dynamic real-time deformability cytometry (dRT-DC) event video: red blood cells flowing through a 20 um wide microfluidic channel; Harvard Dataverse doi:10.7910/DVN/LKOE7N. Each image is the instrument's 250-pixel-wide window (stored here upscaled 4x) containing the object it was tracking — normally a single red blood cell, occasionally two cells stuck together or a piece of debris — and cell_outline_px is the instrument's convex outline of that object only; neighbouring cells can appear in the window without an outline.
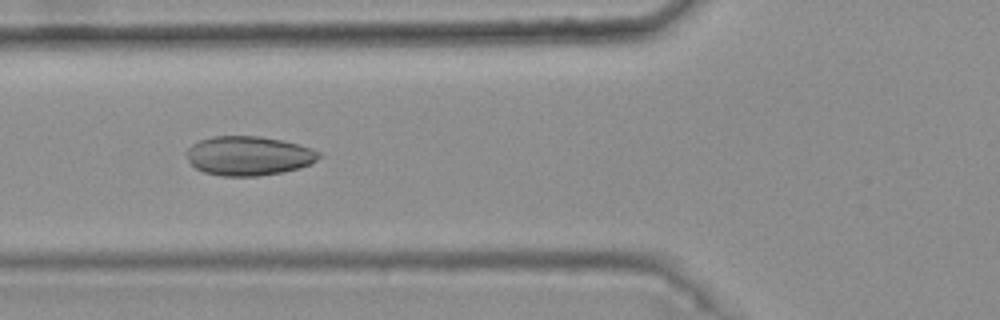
{"species": "common noctule bat (a hibernating species)", "species_latin": "Nyctalus noctula", "temperature_condition": "warm", "stored_images_in_passage": 44, "camera_frame_rate_fps": 3000, "um_per_image_px": 0.085, "animal": {"sex": "female", "body_mass_g": 25.1}, "frame": {"image": 1, "passage_image": 19, "time_ms": 6.0, "image_size_px": [1000, 320], "cell_outline_px": [[324, 156], [300, 168], [280, 172], [256, 176], [220, 176], [204, 172], [196, 168], [188, 160], [184, 152], [192, 144], [200, 140], [212, 136], [260, 136], [284, 140], [312, 148], [324, 152]], "centroid_in_image_um": [21.15, 13.23], "position_along_channel_um": 104.6, "area_um2": 30.58}}
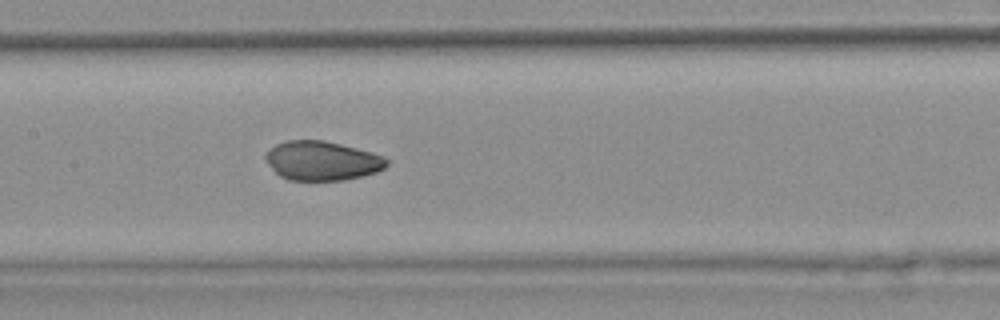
{"frame": {"image": 2, "passage_image": 25, "time_ms": 8.0, "image_size_px": [1000, 320], "cell_outline_px": [[388, 164], [384, 168], [376, 172], [364, 176], [344, 180], [288, 180], [280, 176], [264, 160], [264, 156], [276, 144], [288, 140], [324, 140], [372, 152], [384, 156], [388, 160]], "centroid_in_image_um": [27.39, 13.67], "position_along_channel_um": 180.0, "area_um2": 27.69}}
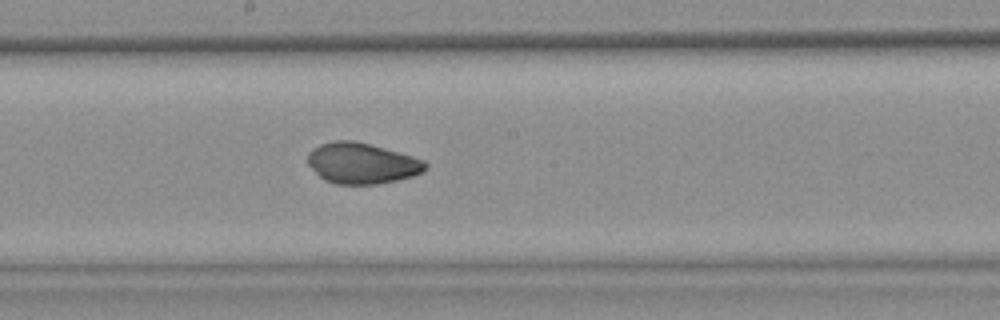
{"frame": {"image": 3, "passage_image": 28, "time_ms": 9.0, "image_size_px": [1000, 320], "cell_outline_px": [[428, 168], [424, 172], [412, 176], [380, 184], [336, 184], [324, 180], [308, 164], [308, 152], [312, 148], [320, 144], [336, 140], [356, 140], [412, 156], [424, 160], [428, 164]], "centroid_in_image_um": [30.77, 13.87], "position_along_channel_um": 217.4, "area_um2": 28.09}, "authors_computed_cell_mechanics": {"area_um2": 29.3913, "velocity_mm_per_s": 3.7574, "shape_relaxation_time_tau1_ms": 3.4042, "shape_relaxation_time_tau2_ms": 0.7969, "deformation_change_tau1": 0.0859, "deformation_change_tau2": 0.0227}}